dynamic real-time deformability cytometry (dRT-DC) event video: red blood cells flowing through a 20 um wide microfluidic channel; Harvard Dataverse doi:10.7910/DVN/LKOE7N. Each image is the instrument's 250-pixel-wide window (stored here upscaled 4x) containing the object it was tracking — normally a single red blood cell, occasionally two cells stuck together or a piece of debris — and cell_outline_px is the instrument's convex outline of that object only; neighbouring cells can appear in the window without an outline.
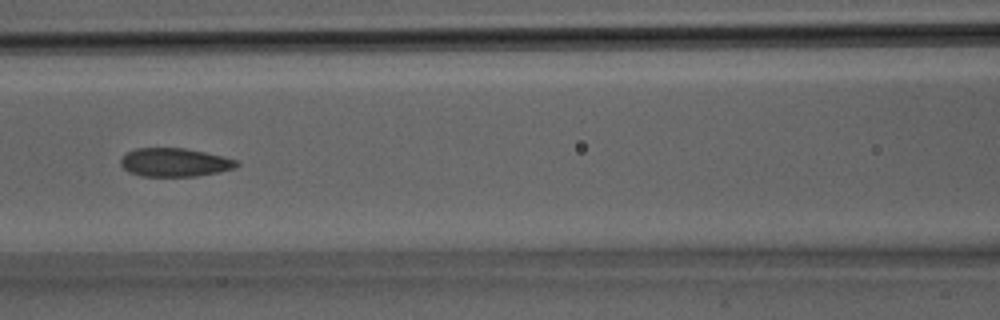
{"species": "Egyptian fruit bat (a non-hibernating species)", "species_latin": "Rousettus aegyptiacus", "temperature_condition": "room temperature", "stored_images_in_passage": 19, "camera_frame_rate_fps": 3000, "um_per_image_px": 0.085, "animal": {"sex": "male"}, "frame": {"image": 1, "passage_image": 14, "time_ms": 4.333, "image_size_px": [1000, 320], "cell_outline_px": [[240, 164], [236, 168], [220, 172], [196, 176], [140, 176], [128, 172], [120, 164], [120, 160], [124, 152], [136, 148], [184, 148], [204, 152], [236, 160]], "centroid_in_image_um": [14.81, 13.8], "position_along_channel_um": 151.8, "area_um2": 19.36}}
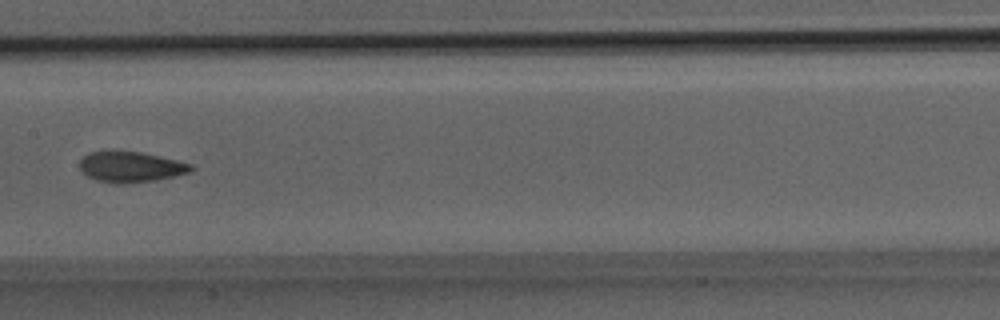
{"frame": {"image": 2, "passage_image": 16, "time_ms": 5.0, "image_size_px": [1000, 320], "cell_outline_px": [[196, 168], [192, 172], [176, 176], [156, 180], [124, 184], [116, 184], [96, 180], [88, 176], [80, 168], [80, 160], [88, 152], [112, 148], [140, 152], [176, 160], [192, 164]], "centroid_in_image_um": [11.11, 14.16], "position_along_channel_um": 196.3, "area_um2": 20.52}}